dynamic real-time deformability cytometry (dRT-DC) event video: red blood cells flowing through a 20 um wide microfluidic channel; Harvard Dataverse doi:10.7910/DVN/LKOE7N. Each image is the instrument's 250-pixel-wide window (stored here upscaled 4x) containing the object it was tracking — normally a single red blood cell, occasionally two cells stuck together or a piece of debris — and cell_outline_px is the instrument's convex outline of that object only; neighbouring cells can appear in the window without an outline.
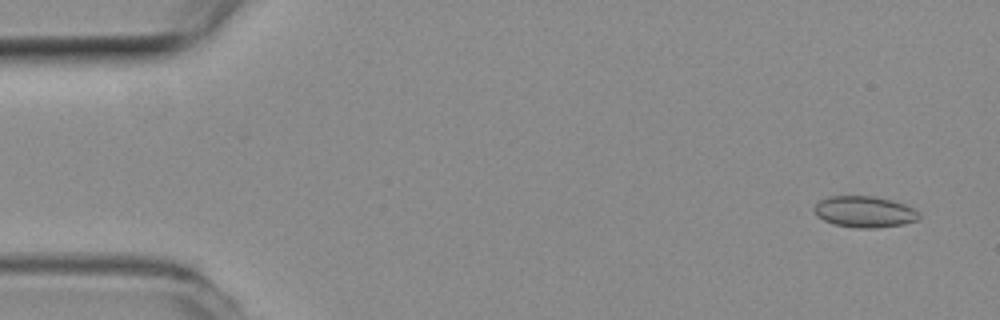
{"species": "common noctule bat (a hibernating species)", "species_latin": "Nyctalus noctula", "temperature_condition": "room temperature", "stored_images_in_passage": 13, "camera_frame_rate_fps": 3000, "um_per_image_px": 0.085, "animal": {"sex": "female", "body_mass_g": 19.3, "forearm_length_mm": 54.1}, "frame": {"image": 1, "passage_image": 1, "time_ms": 0.0, "image_size_px": [1000, 320], "cell_outline_px": [[920, 216], [916, 220], [904, 224], [876, 228], [856, 228], [832, 224], [824, 220], [812, 208], [820, 200], [828, 196], [872, 196], [892, 200], [904, 204], [912, 208]], "centroid_in_image_um": [73.46, 18.0], "position_along_channel_um": 11.5, "area_um2": 18.96}}
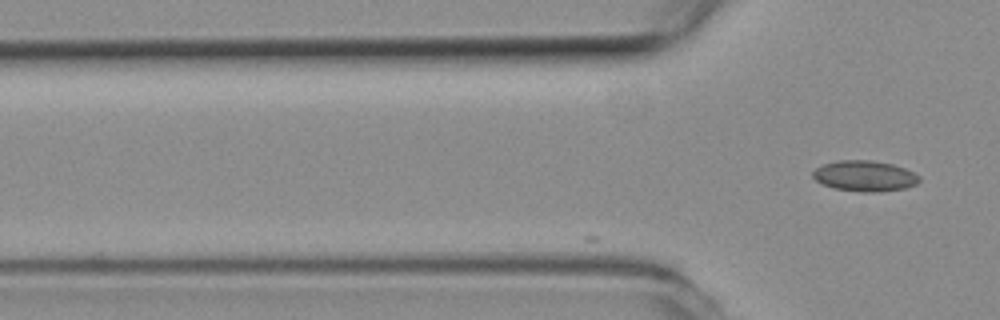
{"frame": {"image": 2, "passage_image": 13, "time_ms": 4.0, "image_size_px": [1000, 320], "cell_outline_px": [[920, 180], [916, 184], [904, 188], [880, 192], [860, 192], [832, 188], [816, 180], [812, 176], [812, 172], [816, 168], [824, 164], [840, 160], [872, 160], [892, 164], [904, 168], [920, 176]], "centroid_in_image_um": [73.5, 14.96], "position_along_channel_um": 52.3, "area_um2": 19.02}}